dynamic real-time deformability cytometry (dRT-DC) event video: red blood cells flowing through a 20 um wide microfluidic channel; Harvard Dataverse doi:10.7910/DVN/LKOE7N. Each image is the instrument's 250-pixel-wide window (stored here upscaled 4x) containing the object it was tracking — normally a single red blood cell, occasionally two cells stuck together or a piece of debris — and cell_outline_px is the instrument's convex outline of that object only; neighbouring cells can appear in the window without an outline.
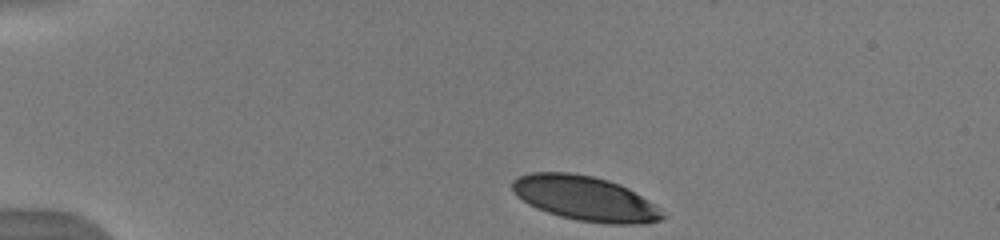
{"species": "human", "species_latin": "Homo sapiens", "temperature_condition": "warm", "stored_images_in_passage": 42, "camera_frame_rate_fps": 3000, "um_per_image_px": 0.085, "donor": {"sex": "male"}, "frame": {"image": 1, "passage_image": 1, "time_ms": 0.0, "image_size_px": [1000, 240], "cell_outline_px": [[668, 216], [660, 220], [644, 224], [604, 224], [576, 220], [560, 216], [536, 208], [528, 204], [516, 196], [512, 192], [512, 180], [516, 176], [528, 172], [568, 172], [592, 176], [608, 180], [620, 184], [628, 188], [656, 204]], "centroid_in_image_um": [49.74, 16.87], "position_along_channel_um": 35.3, "area_um2": 39.65}}
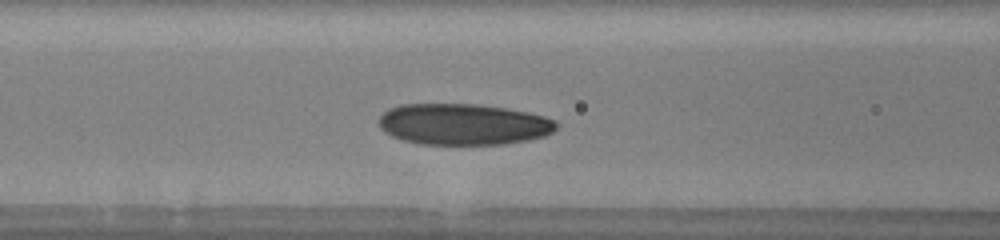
{"frame": {"image": 2, "passage_image": 13, "time_ms": 4.0, "image_size_px": [1000, 240], "cell_outline_px": [[560, 124], [552, 132], [544, 136], [528, 140], [504, 144], [420, 144], [404, 140], [392, 136], [384, 132], [380, 128], [380, 116], [388, 108], [400, 104], [480, 104], [508, 108], [528, 112], [544, 116], [556, 120]], "centroid_in_image_um": [39.41, 10.55], "position_along_channel_um": 127.2, "area_um2": 42.95}}
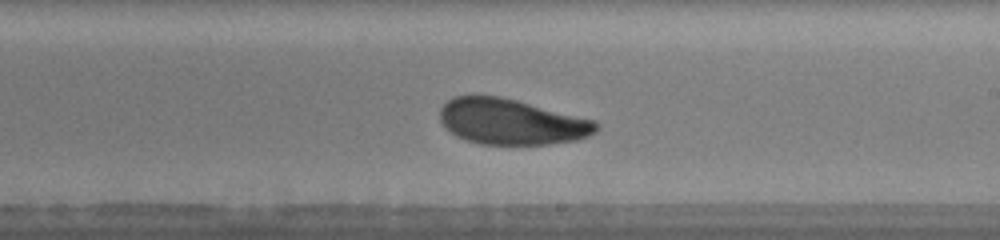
{"frame": {"image": 3, "passage_image": 22, "time_ms": 7.0, "image_size_px": [1000, 240], "cell_outline_px": [[600, 128], [596, 132], [588, 136], [576, 140], [548, 144], [480, 144], [464, 140], [456, 136], [444, 128], [440, 120], [440, 108], [452, 96], [496, 96], [516, 100], [596, 120], [600, 124]], "centroid_in_image_um": [43.47, 10.36], "position_along_channel_um": 245.5, "area_um2": 41.73}, "authors_computed_cell_mechanics": {"area_um2": 41.7027, "velocity_mm_per_s": 3.9481, "shape_relaxation_time_tau1_ms": 3.532, "shape_relaxation_time_tau2_ms": 3.7793, "deformation_change_tau1": 0.1251, "deformation_change_tau2": 0.1137}}